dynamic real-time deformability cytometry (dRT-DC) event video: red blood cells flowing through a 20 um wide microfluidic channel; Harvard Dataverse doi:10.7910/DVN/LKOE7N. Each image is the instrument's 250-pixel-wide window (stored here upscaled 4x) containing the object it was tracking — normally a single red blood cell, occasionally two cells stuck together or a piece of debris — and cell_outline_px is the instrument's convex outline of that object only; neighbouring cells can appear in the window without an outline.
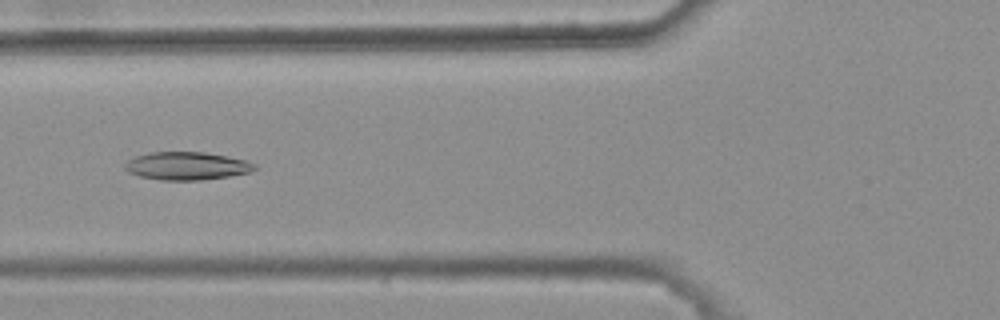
{"species": "common noctule bat (a hibernating species)", "species_latin": "Nyctalus noctula", "temperature_condition": "warm", "stored_images_in_passage": 44, "camera_frame_rate_fps": 3000, "um_per_image_px": 0.085, "animal": {"sex": "female", "body_mass_g": 25.1}, "frame": {"image": 1, "passage_image": 18, "time_ms": 5.667, "image_size_px": [1000, 320], "cell_outline_px": [[256, 168], [248, 172], [228, 176], [200, 180], [160, 180], [140, 176], [128, 172], [124, 168], [124, 164], [128, 160], [136, 156], [152, 152], [204, 152], [248, 160], [256, 164]], "centroid_in_image_um": [15.86, 14.1], "position_along_channel_um": 109.9, "area_um2": 21.04}}
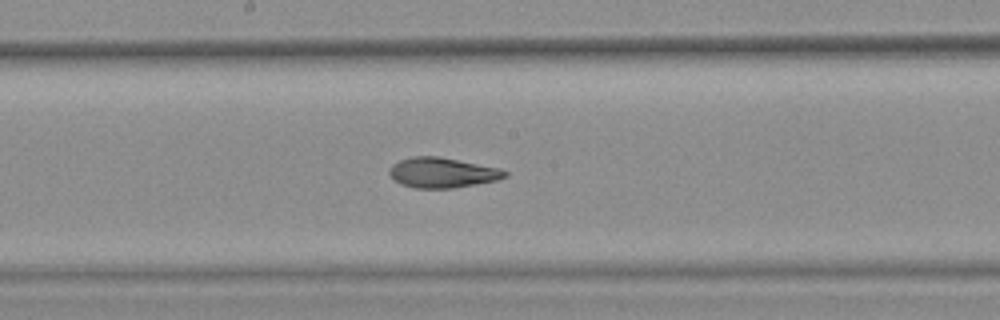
{"frame": {"image": 2, "passage_image": 26, "time_ms": 8.333, "image_size_px": [1000, 320], "cell_outline_px": [[508, 176], [496, 180], [476, 184], [452, 188], [416, 188], [400, 184], [388, 172], [392, 164], [400, 160], [412, 156], [436, 156], [500, 168], [508, 172]], "centroid_in_image_um": [37.59, 14.67], "position_along_channel_um": 210.6, "area_um2": 20.11}}
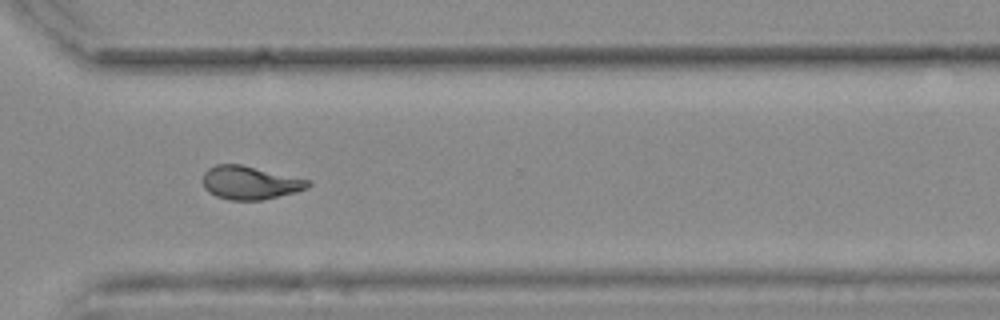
{"frame": {"image": 3, "passage_image": 37, "time_ms": 12.0, "image_size_px": [1000, 320], "cell_outline_px": [[312, 184], [308, 188], [296, 192], [260, 200], [232, 200], [216, 196], [208, 192], [204, 188], [204, 172], [208, 168], [216, 164], [240, 164], [312, 180]], "centroid_in_image_um": [21.28, 15.52], "position_along_channel_um": 349.3, "area_um2": 20.46}, "authors_computed_cell_mechanics": {"area_um2": 20.7791, "velocity_mm_per_s": 3.7736, "shape_relaxation_time_tau1_ms": null, "shape_relaxation_time_tau2_ms": 3.7469, "deformation_change_tau1": null, "deformation_change_tau2": 0.0962}}